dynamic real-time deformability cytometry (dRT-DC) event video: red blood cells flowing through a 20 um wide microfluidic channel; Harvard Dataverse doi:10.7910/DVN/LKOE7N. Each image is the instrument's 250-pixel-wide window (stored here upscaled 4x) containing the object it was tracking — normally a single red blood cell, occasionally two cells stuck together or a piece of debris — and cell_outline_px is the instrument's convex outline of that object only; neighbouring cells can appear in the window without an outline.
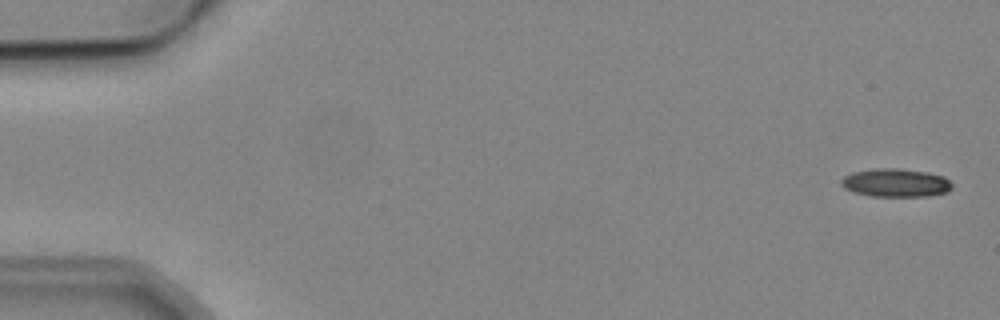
{"species": "common noctule bat (a hibernating species)", "species_latin": "Nyctalus noctula", "temperature_condition": "cold", "stored_images_in_passage": 5, "camera_frame_rate_fps": 3000, "um_per_image_px": 0.085, "animal": {"sex": "male", "body_mass_g": 19.2, "forearm_length_mm": 51.8}, "frame": {"image": 1, "passage_image": 1, "time_ms": 0.0, "image_size_px": [1000, 320], "cell_outline_px": [[952, 188], [948, 192], [928, 196], [872, 196], [856, 192], [844, 188], [840, 184], [840, 180], [844, 176], [852, 172], [876, 168], [896, 168], [928, 172], [944, 176], [952, 184]], "centroid_in_image_um": [76.14, 15.53], "position_along_channel_um": 8.9, "area_um2": 18.32}}